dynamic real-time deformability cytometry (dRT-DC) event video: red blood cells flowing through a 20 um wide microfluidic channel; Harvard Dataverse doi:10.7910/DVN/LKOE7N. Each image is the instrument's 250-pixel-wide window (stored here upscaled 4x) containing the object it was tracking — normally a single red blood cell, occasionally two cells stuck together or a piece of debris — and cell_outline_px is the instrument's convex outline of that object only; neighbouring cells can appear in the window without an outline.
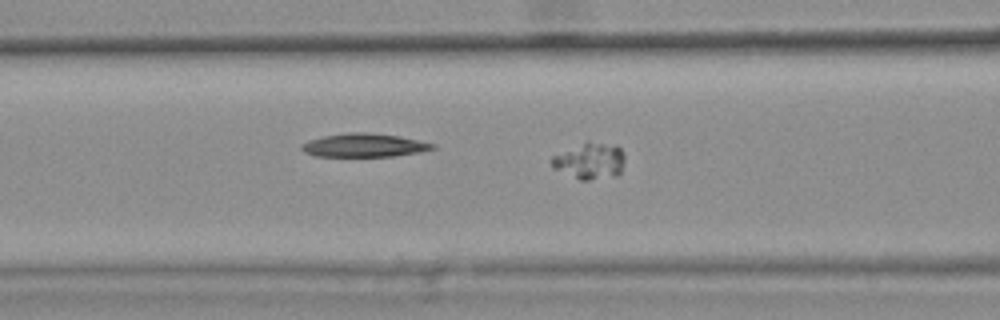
{"species": "common noctule bat (a hibernating species)", "species_latin": "Nyctalus noctula", "temperature_condition": "warm", "stored_images_in_passage": 49, "camera_frame_rate_fps": 3000, "um_per_image_px": 0.085, "animal": {"sex": "female", "body_mass_g": 25.1}, "frame": {"image": 1, "passage_image": 22, "time_ms": 7.0, "image_size_px": [1000, 320], "cell_outline_px": [[624, 160], [620, 172], [616, 176], [588, 180], [580, 180], [552, 168], [552, 156], [588, 140], [616, 144], [620, 148], [624, 156]], "centroid_in_image_um": [50.15, 13.66], "position_along_channel_um": 116.5, "area_um2": 15.61}}